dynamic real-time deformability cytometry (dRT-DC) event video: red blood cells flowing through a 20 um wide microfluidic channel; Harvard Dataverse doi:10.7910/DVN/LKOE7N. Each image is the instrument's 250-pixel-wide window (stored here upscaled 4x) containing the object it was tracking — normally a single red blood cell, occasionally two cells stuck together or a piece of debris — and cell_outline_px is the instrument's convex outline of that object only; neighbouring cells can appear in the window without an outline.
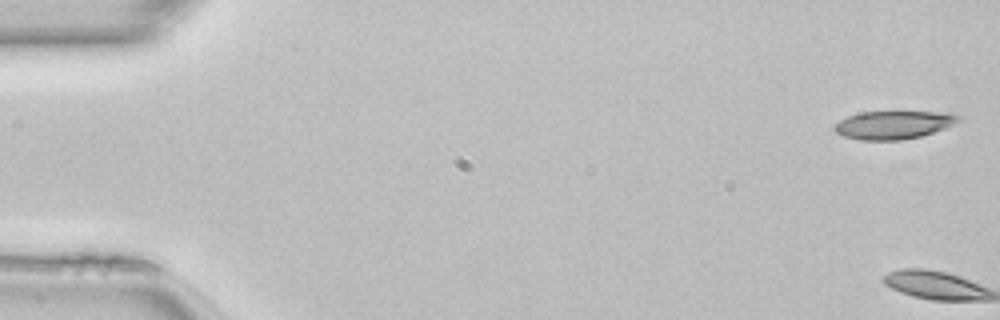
{"species": "common noctule bat (a hibernating species)", "species_latin": "Nyctalus noctula", "temperature_condition": "room temperature", "stored_images_in_passage": 2, "camera_frame_rate_fps": 3000, "um_per_image_px": 0.085, "animal": {"sex": "female", "body_mass_g": 22.7, "forearm_length_mm": 54.2}, "frame": {"image": 1, "passage_image": 1, "time_ms": 0.0, "image_size_px": [1000, 320], "cell_outline_px": [[960, 120], [944, 128], [920, 136], [900, 140], [860, 140], [844, 136], [836, 132], [832, 128], [840, 120], [848, 116], [860, 112], [952, 112], [960, 116]], "centroid_in_image_um": [75.93, 10.61], "position_along_channel_um": 9.1, "area_um2": 20.17}}